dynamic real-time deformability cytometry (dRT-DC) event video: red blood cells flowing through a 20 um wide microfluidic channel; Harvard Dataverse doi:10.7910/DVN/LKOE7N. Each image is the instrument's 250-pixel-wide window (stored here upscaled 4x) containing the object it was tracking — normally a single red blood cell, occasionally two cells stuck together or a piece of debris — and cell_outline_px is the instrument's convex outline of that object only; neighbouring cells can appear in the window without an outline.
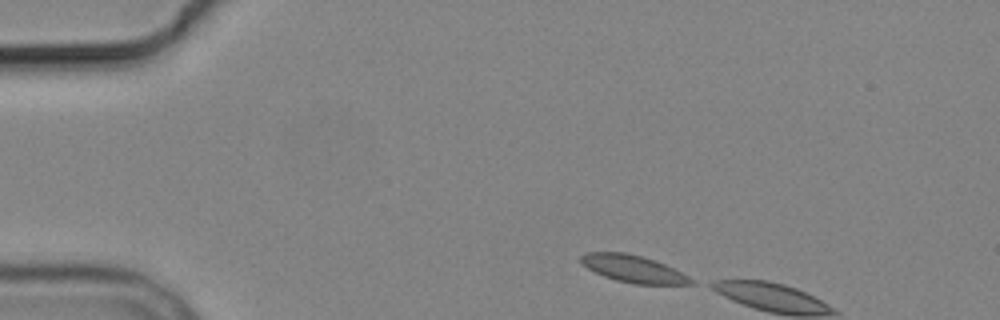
{"species": "common noctule bat (a hibernating species)", "species_latin": "Nyctalus noctula", "temperature_condition": "cold", "stored_images_in_passage": 2, "camera_frame_rate_fps": 3000, "um_per_image_px": 0.085, "animal": {"sex": "male", "body_mass_g": 19.2, "forearm_length_mm": 51.8}, "frame": {"image": 1, "passage_image": 1, "time_ms": 0.0, "image_size_px": [1000, 320], "cell_outline_px": [[696, 284], [636, 284], [616, 280], [604, 276], [588, 268], [580, 260], [580, 256], [584, 252], [624, 252], [640, 256], [664, 264], [696, 280]], "centroid_in_image_um": [53.83, 22.85], "position_along_channel_um": 31.2, "area_um2": 17.17}}